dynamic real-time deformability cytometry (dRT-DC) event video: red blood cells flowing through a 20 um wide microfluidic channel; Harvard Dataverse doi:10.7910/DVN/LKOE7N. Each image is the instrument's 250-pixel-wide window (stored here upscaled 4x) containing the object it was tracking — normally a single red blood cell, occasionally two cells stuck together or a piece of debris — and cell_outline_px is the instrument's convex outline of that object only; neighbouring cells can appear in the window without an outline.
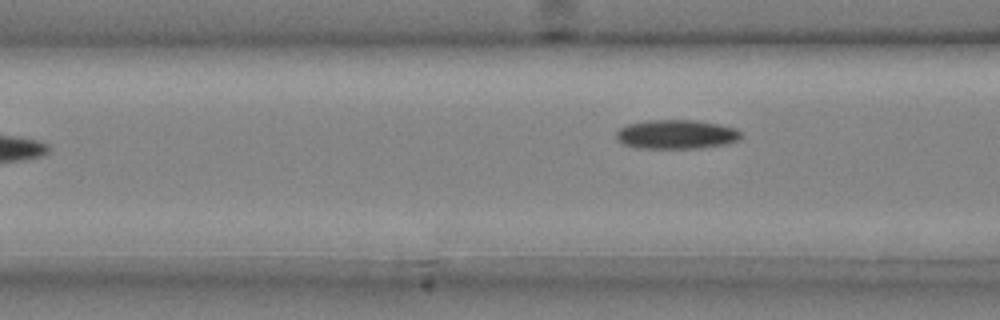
{"species": "common noctule bat (a hibernating species)", "species_latin": "Nyctalus noctula", "temperature_condition": "cold", "stored_images_in_passage": 5, "camera_frame_rate_fps": 3000, "um_per_image_px": 0.085, "animal": {"sex": "male", "body_mass_g": 20.4}, "frame": {"image": 1, "passage_image": 5, "time_ms": 1.333, "image_size_px": [1000, 320], "cell_outline_px": [[740, 140], [728, 144], [700, 148], [636, 148], [624, 144], [616, 140], [616, 132], [620, 128], [628, 124], [648, 120], [696, 120], [720, 124], [736, 128], [740, 132]], "centroid_in_image_um": [57.5, 11.42], "position_along_channel_um": 109.1, "area_um2": 21.39}}